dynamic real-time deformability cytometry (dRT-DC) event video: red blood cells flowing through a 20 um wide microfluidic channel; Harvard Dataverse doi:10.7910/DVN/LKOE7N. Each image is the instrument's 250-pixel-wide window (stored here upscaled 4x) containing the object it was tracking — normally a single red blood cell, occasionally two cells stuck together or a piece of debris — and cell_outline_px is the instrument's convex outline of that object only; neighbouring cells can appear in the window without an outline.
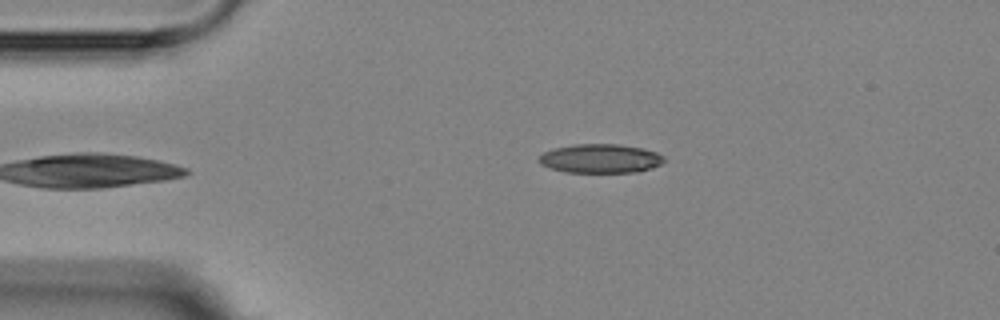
{"species": "Egyptian fruit bat (a non-hibernating species)", "species_latin": "Rousettus aegyptiacus", "temperature_condition": "room temperature", "stored_images_in_passage": 5, "camera_frame_rate_fps": 3000, "um_per_image_px": 0.085, "animal": {"sex": "female"}, "frame": {"image": 1, "passage_image": 5, "time_ms": 4.667, "image_size_px": [1000, 320], "cell_outline_px": [[664, 160], [660, 164], [652, 168], [640, 172], [564, 172], [540, 164], [536, 160], [544, 152], [552, 148], [572, 144], [620, 144], [644, 148], [656, 152], [664, 156]], "centroid_in_image_um": [51.03, 13.47], "position_along_channel_um": 34.0, "area_um2": 21.33}}